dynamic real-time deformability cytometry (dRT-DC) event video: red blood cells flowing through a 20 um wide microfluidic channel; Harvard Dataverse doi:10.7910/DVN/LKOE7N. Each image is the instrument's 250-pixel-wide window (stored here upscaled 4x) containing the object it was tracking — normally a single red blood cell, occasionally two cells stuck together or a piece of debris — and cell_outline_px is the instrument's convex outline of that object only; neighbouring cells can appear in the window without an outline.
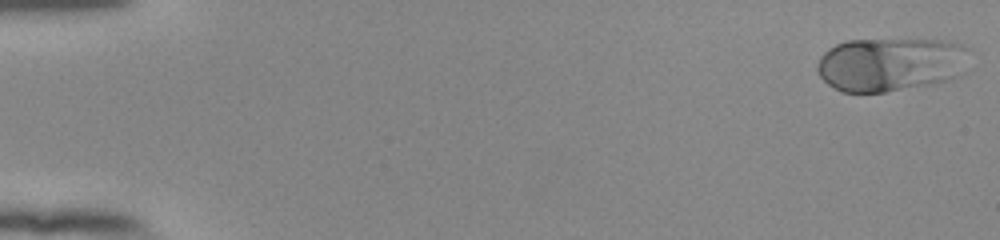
{"species": "human", "species_latin": "Homo sapiens", "temperature_condition": "room temperature", "stored_images_in_passage": 53, "camera_frame_rate_fps": 3000, "um_per_image_px": 0.085, "donor": {"sex": "female"}, "frame": {"image": 1, "passage_image": 1, "time_ms": 0.0, "image_size_px": [1000, 240], "cell_outline_px": [[964, 72], [960, 76], [948, 80], [928, 84], [884, 92], [840, 92], [828, 84], [820, 76], [816, 68], [816, 64], [820, 56], [828, 48], [836, 44], [848, 40], [940, 40], [964, 44]], "centroid_in_image_um": [75.63, 5.47], "position_along_channel_um": 9.4, "area_um2": 47.4}}
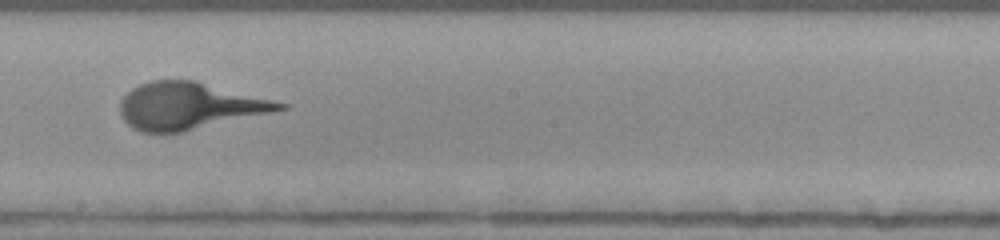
{"frame": {"image": 2, "passage_image": 31, "time_ms": 10.0, "image_size_px": [1000, 240], "cell_outline_px": [[288, 108], [272, 112], [180, 132], [140, 132], [132, 128], [124, 120], [120, 112], [120, 100], [132, 88], [140, 84], [152, 80], [196, 80], [288, 104]], "centroid_in_image_um": [16.05, 8.99], "position_along_channel_um": 232.2, "area_um2": 43.18}}
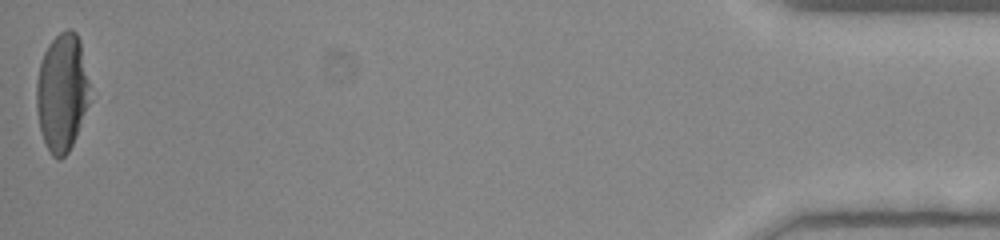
{"frame": {"image": 3, "passage_image": 53, "time_ms": 17.333, "image_size_px": [1000, 240], "cell_outline_px": [[92, 100], [76, 136], [68, 152], [60, 160], [56, 160], [52, 156], [40, 132], [36, 108], [36, 80], [40, 64], [44, 52], [48, 44], [60, 32], [68, 28], [72, 28], [76, 32], [80, 40]], "centroid_in_image_um": [5.28, 7.87], "position_along_channel_um": 429.9, "area_um2": 37.17}}